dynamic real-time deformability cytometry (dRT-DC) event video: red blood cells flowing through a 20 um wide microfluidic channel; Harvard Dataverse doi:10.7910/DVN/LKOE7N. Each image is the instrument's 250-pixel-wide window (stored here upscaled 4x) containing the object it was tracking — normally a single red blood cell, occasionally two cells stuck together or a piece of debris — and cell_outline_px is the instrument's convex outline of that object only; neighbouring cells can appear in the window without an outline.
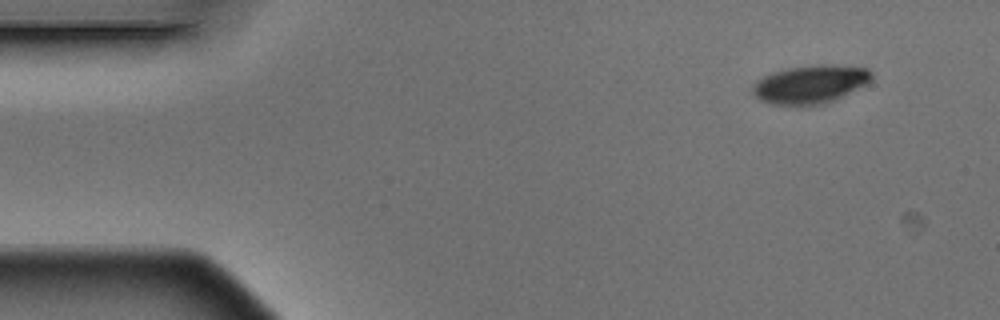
{"species": "Egyptian fruit bat (a non-hibernating species)", "species_latin": "Rousettus aegyptiacus", "temperature_condition": "warm", "stored_images_in_passage": 4, "camera_frame_rate_fps": 3000, "um_per_image_px": 0.085, "animal": {"sex": "male"}, "frame": {"image": 1, "passage_image": 1, "time_ms": 0.0, "image_size_px": [1000, 320], "cell_outline_px": [[872, 80], [832, 100], [820, 104], [772, 104], [760, 100], [752, 92], [752, 84], [756, 80], [772, 72], [792, 68], [820, 64], [824, 64], [868, 68], [872, 72]], "centroid_in_image_um": [68.83, 7.14], "position_along_channel_um": 16.2, "area_um2": 25.84}}
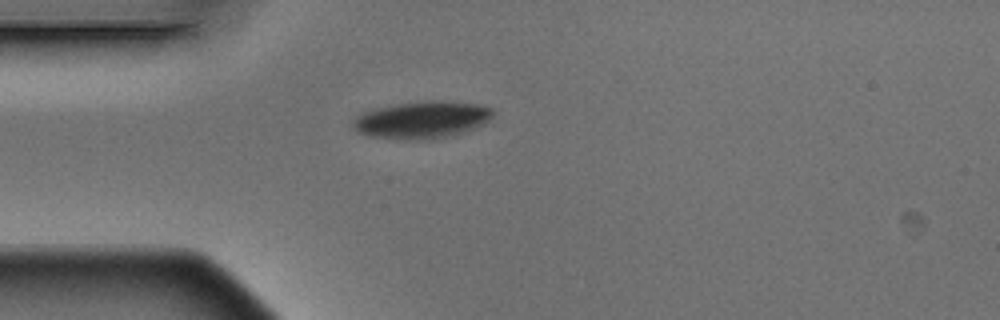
{"frame": {"image": 2, "passage_image": 3, "time_ms": 0.667, "image_size_px": [1000, 320], "cell_outline_px": [[496, 112], [484, 124], [464, 132], [452, 136], [432, 140], [404, 140], [368, 136], [356, 132], [352, 128], [352, 120], [356, 116], [364, 112], [376, 108], [396, 104], [428, 100], [432, 100], [480, 104], [492, 108]], "centroid_in_image_um": [35.85, 10.2], "position_along_channel_um": 49.1, "area_um2": 30.81}}